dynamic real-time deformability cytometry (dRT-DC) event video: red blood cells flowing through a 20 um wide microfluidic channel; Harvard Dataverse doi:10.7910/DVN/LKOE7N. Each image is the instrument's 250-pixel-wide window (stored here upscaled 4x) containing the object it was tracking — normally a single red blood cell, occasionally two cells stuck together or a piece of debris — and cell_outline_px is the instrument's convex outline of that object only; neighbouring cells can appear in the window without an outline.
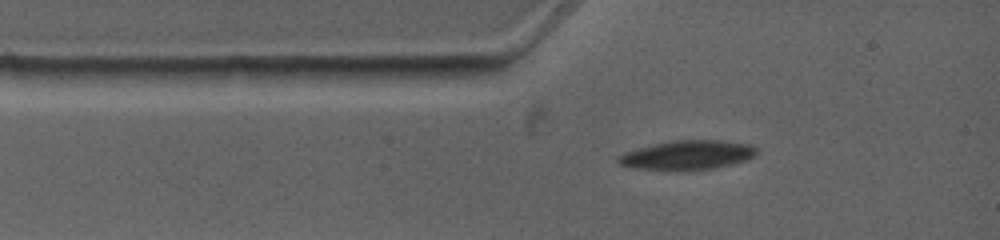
{"species": "common noctule bat (a hibernating species)", "species_latin": "Nyctalus noctula", "temperature_condition": "warm", "stored_images_in_passage": 2, "camera_frame_rate_fps": 4500, "um_per_image_px": 0.085, "animal": {"sex": "female", "body_mass_g": 19.0, "forearm_length_mm": 53.3}, "frame": {"image": 1, "passage_image": 1, "time_ms": 0.0, "image_size_px": [1000, 240], "cell_outline_px": [[760, 152], [756, 156], [744, 160], [712, 168], [636, 168], [616, 164], [616, 156], [624, 152], [636, 148], [652, 144], [672, 140], [724, 140], [752, 144]], "centroid_in_image_um": [58.43, 13.12], "position_along_channel_um": 26.6, "area_um2": 23.12}}